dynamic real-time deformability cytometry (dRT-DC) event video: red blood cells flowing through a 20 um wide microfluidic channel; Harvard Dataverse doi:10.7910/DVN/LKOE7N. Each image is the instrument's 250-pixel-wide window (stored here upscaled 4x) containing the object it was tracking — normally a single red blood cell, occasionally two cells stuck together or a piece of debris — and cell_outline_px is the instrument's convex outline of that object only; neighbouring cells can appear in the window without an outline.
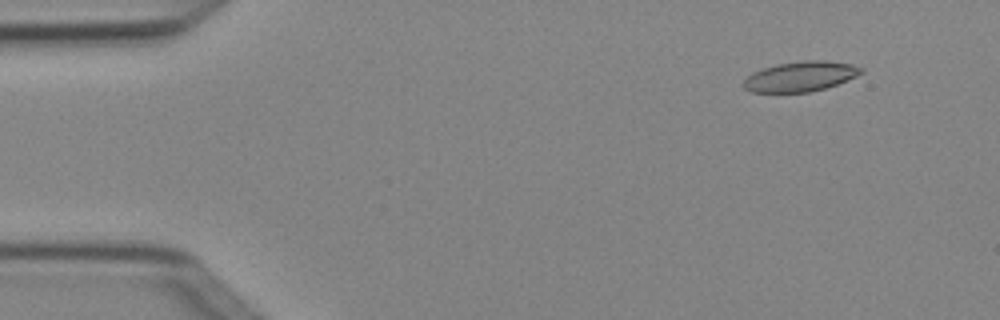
{"species": "Egyptian fruit bat (a non-hibernating species)", "species_latin": "Rousettus aegyptiacus", "temperature_condition": "cold", "stored_images_in_passage": 5, "camera_frame_rate_fps": 3000, "um_per_image_px": 0.085, "animal": {"sex": "female"}, "frame": {"image": 1, "passage_image": 2, "time_ms": 0.333, "image_size_px": [1000, 320], "cell_outline_px": [[864, 72], [856, 76], [836, 84], [824, 88], [808, 92], [752, 92], [744, 88], [740, 84], [752, 72], [776, 64], [804, 60], [824, 60], [852, 64], [864, 68]], "centroid_in_image_um": [68.02, 6.49], "position_along_channel_um": 17.0, "area_um2": 20.58}}
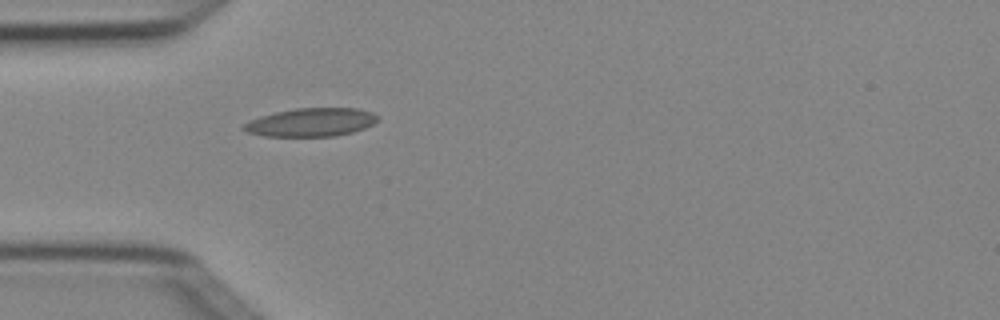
{"frame": {"image": 2, "passage_image": 5, "time_ms": 1.333, "image_size_px": [1000, 320], "cell_outline_px": [[380, 120], [364, 128], [352, 132], [336, 136], [264, 136], [248, 132], [240, 128], [244, 124], [260, 116], [276, 112], [296, 108], [360, 108], [372, 112], [380, 116]], "centroid_in_image_um": [26.49, 10.39], "position_along_channel_um": 58.5, "area_um2": 22.2}}